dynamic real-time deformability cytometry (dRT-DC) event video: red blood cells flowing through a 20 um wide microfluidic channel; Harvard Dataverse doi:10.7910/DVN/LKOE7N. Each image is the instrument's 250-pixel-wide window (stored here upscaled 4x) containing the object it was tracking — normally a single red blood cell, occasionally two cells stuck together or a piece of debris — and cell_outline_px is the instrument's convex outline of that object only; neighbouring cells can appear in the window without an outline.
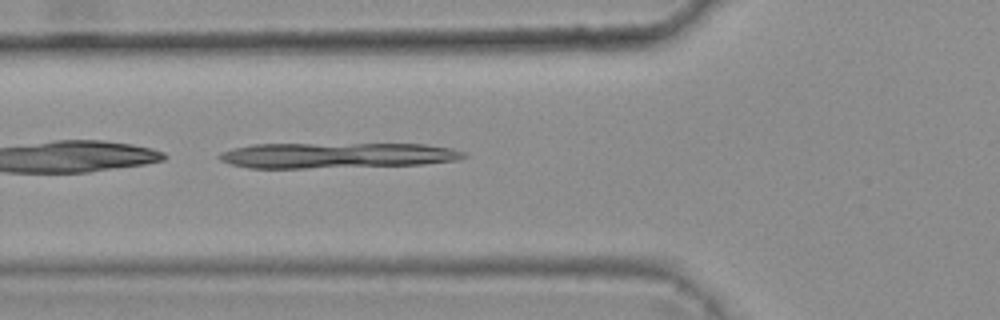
{"species": "common noctule bat (a hibernating species)", "species_latin": "Nyctalus noctula", "temperature_condition": "warm", "stored_images_in_passage": 5, "camera_frame_rate_fps": 3000, "um_per_image_px": 0.085, "animal": {"sex": "female", "body_mass_g": 25.1}, "frame": {"image": 1, "passage_image": 5, "time_ms": 1.333, "image_size_px": [1000, 320], "cell_outline_px": [[468, 156], [456, 160], [424, 164], [308, 168], [248, 168], [232, 164], [220, 160], [216, 156], [220, 152], [232, 148], [252, 144], [424, 144], [452, 148], [464, 152]], "centroid_in_image_um": [28.59, 13.2], "position_along_channel_um": 97.2, "area_um2": 36.41}}